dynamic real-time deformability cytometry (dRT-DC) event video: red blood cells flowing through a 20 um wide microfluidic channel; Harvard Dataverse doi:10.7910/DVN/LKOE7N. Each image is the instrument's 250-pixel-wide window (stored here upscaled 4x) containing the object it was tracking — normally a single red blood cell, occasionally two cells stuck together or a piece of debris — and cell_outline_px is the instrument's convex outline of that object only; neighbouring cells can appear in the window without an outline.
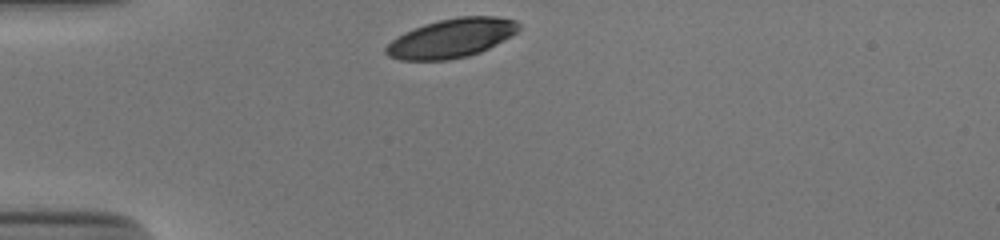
{"species": "human", "species_latin": "Homo sapiens", "temperature_condition": "cold", "stored_images_in_passage": 30, "camera_frame_rate_fps": 3000, "um_per_image_px": 0.085, "donor": {"sex": "male"}, "frame": {"image": 1, "passage_image": 1, "time_ms": 0.0, "image_size_px": [1000, 240], "cell_outline_px": [[520, 28], [512, 36], [480, 52], [468, 56], [448, 60], [400, 60], [388, 56], [384, 52], [384, 48], [396, 36], [412, 28], [424, 24], [440, 20], [460, 16], [496, 16], [516, 20], [520, 24]], "centroid_in_image_um": [38.36, 3.24], "position_along_channel_um": 46.6, "area_um2": 30.35}}
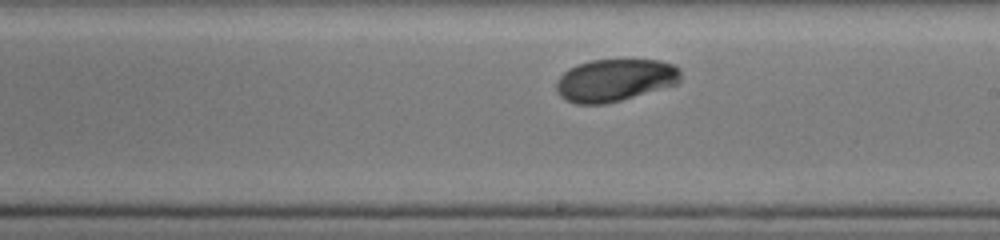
{"frame": {"image": 2, "passage_image": 18, "time_ms": 5.667, "image_size_px": [1000, 240], "cell_outline_px": [[680, 80], [676, 84], [620, 100], [604, 104], [576, 104], [560, 96], [556, 88], [556, 80], [568, 68], [592, 60], [660, 60], [676, 64], [680, 68]], "centroid_in_image_um": [52.27, 6.8], "position_along_channel_um": 236.7, "area_um2": 30.58}}
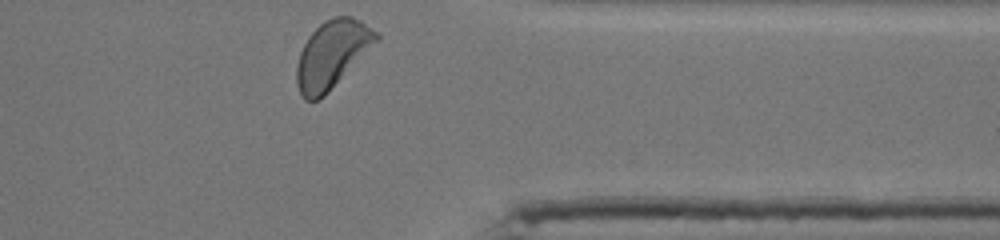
{"frame": {"image": 3, "passage_image": 30, "time_ms": 9.667, "image_size_px": [1000, 240], "cell_outline_px": [[380, 40], [324, 96], [316, 100], [304, 100], [300, 96], [296, 84], [296, 64], [300, 52], [308, 36], [324, 20], [336, 16], [352, 16], [360, 20], [380, 32]], "centroid_in_image_um": [28.24, 4.61], "position_along_channel_um": 383.2, "area_um2": 31.62}, "authors_computed_cell_mechanics": {"area_um2": 31.212, "velocity_mm_per_s": 3.8326, "shape_relaxation_time_tau1_ms": 2.0428, "shape_relaxation_time_tau2_ms": null, "deformation_change_tau1": 0.1255, "deformation_change_tau2": null}}